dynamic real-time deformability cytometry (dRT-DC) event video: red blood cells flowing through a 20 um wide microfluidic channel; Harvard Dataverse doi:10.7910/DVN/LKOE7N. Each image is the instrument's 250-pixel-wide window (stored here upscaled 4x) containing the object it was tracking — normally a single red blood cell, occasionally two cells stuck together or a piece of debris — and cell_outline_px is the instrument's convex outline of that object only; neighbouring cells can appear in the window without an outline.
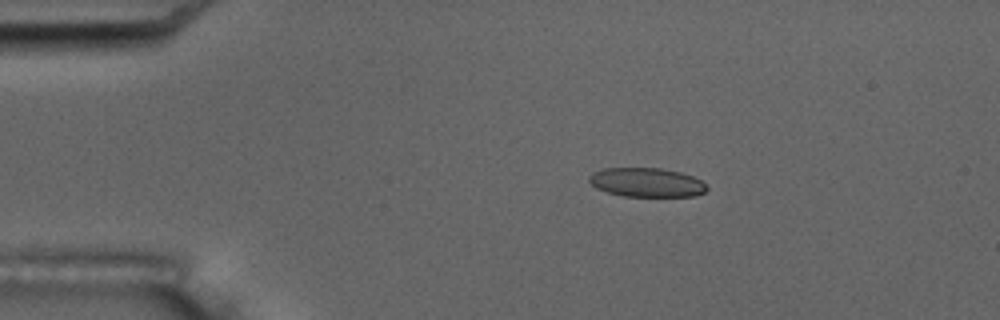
{"species": "common noctule bat (a hibernating species)", "species_latin": "Nyctalus noctula", "temperature_condition": "room temperature", "stored_images_in_passage": 6, "camera_frame_rate_fps": 3000, "um_per_image_px": 0.085, "animal": {"sex": "male", "body_mass_g": 17.5, "forearm_length_mm": 52.3}, "frame": {"image": 1, "passage_image": 3, "time_ms": 3.333, "image_size_px": [1000, 320], "cell_outline_px": [[708, 188], [704, 192], [696, 196], [624, 196], [608, 192], [596, 188], [588, 180], [588, 176], [592, 172], [604, 168], [660, 168], [680, 172], [692, 176], [700, 180]], "centroid_in_image_um": [54.94, 15.5], "position_along_channel_um": 30.1, "area_um2": 19.88}}